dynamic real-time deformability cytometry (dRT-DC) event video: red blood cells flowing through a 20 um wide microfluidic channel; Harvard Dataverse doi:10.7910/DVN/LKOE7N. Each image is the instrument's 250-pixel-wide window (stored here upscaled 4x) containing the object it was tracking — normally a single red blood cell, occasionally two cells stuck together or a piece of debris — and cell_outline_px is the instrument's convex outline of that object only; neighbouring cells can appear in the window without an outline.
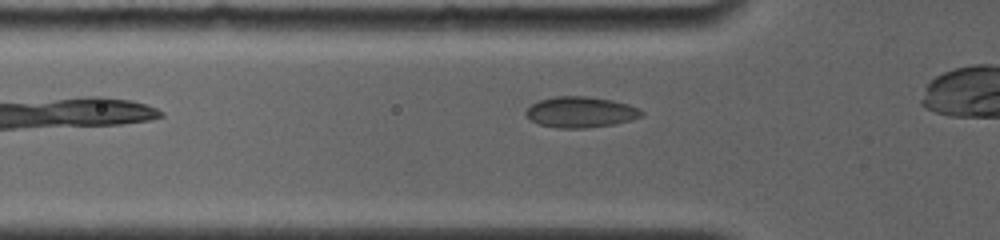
{"species": "common noctule bat (a hibernating species)", "species_latin": "Nyctalus noctula", "temperature_condition": "room temperature", "stored_images_in_passage": 48, "camera_frame_rate_fps": 4000, "um_per_image_px": 0.085, "animal": {"sex": "female", "body_mass_g": 19.0, "forearm_length_mm": 56.7}, "frame": {"image": 1, "passage_image": 6, "time_ms": 1.5, "image_size_px": [1000, 240], "cell_outline_px": [[644, 116], [616, 124], [584, 128], [556, 128], [540, 124], [532, 120], [524, 112], [532, 104], [540, 100], [556, 96], [584, 96], [612, 100], [628, 104], [640, 108], [644, 112]], "centroid_in_image_um": [49.4, 9.53], "position_along_channel_um": 76.4, "area_um2": 20.75}}
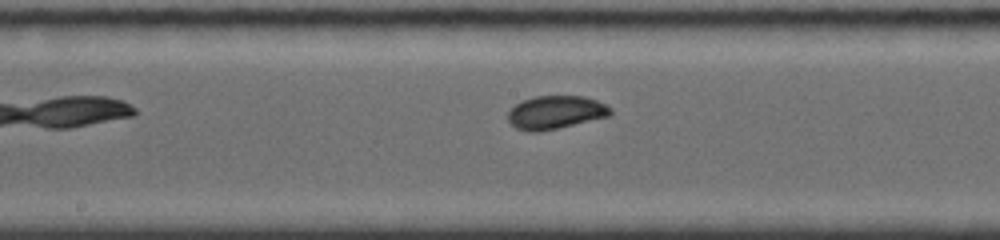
{"frame": {"image": 2, "passage_image": 19, "time_ms": 4.75, "image_size_px": [1000, 240], "cell_outline_px": [[612, 112], [608, 116], [560, 128], [540, 132], [528, 132], [516, 128], [508, 120], [508, 112], [516, 104], [524, 100], [536, 96], [584, 96], [596, 100], [612, 108]], "centroid_in_image_um": [47.22, 9.56], "position_along_channel_um": 201.0, "area_um2": 19.83}}
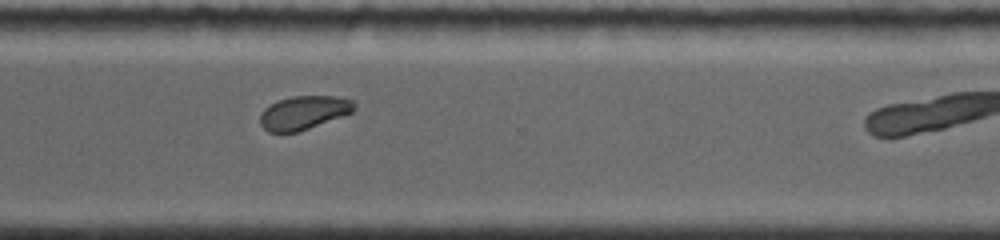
{"frame": {"image": 3, "passage_image": 34, "time_ms": 8.5, "image_size_px": [1000, 240], "cell_outline_px": [[356, 104], [352, 112], [308, 128], [296, 132], [268, 132], [260, 124], [260, 112], [264, 108], [280, 100], [292, 96], [336, 96], [352, 100]], "centroid_in_image_um": [25.79, 9.57], "position_along_channel_um": 344.8, "area_um2": 18.15}}